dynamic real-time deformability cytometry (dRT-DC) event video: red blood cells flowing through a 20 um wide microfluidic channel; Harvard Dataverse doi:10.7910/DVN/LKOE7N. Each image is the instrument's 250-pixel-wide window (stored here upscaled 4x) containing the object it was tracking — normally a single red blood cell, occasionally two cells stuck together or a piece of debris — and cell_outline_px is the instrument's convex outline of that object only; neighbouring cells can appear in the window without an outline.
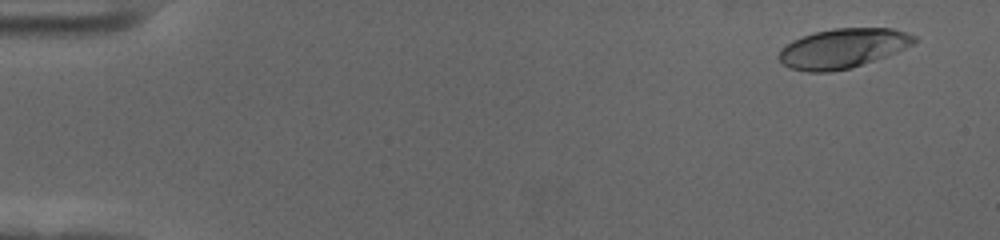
{"species": "human", "species_latin": "Homo sapiens", "temperature_condition": "cold", "stored_images_in_passage": 58, "camera_frame_rate_fps": 3000, "um_per_image_px": 0.085, "donor": {"sex": "female"}, "frame": {"image": 1, "passage_image": 4, "time_ms": 1.0, "image_size_px": [1000, 240], "cell_outline_px": [[920, 40], [896, 52], [852, 68], [828, 72], [808, 72], [788, 68], [776, 56], [780, 48], [792, 40], [816, 32], [832, 28], [892, 28], [916, 36]], "centroid_in_image_um": [71.61, 4.11], "position_along_channel_um": 13.4, "area_um2": 31.27}}
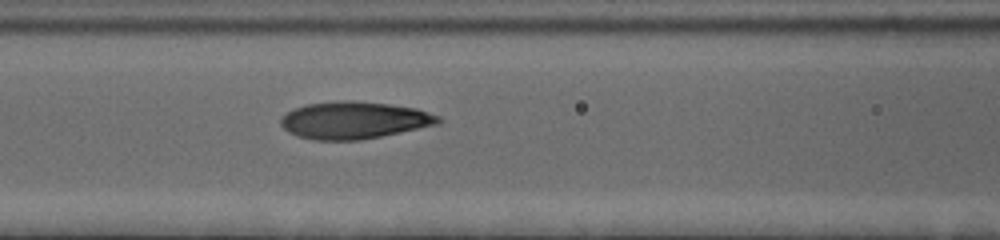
{"frame": {"image": 2, "passage_image": 26, "time_ms": 8.333, "image_size_px": [1000, 240], "cell_outline_px": [[444, 120], [440, 124], [360, 140], [316, 140], [296, 136], [288, 132], [280, 124], [280, 120], [292, 108], [308, 104], [344, 100], [352, 100], [388, 104], [416, 108], [440, 116]], "centroid_in_image_um": [30.11, 10.22], "position_along_channel_um": 136.5, "area_um2": 34.16}}
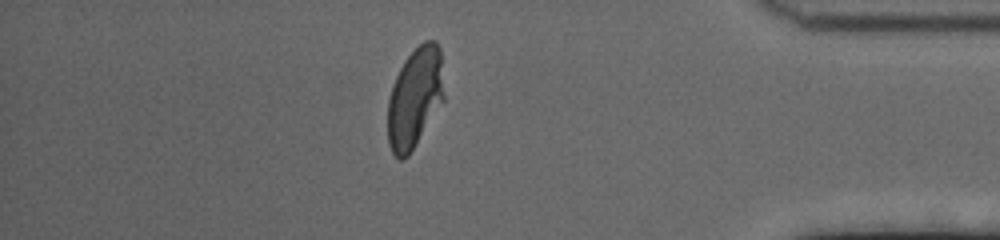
{"frame": {"image": 3, "passage_image": 51, "time_ms": 16.667, "image_size_px": [1000, 240], "cell_outline_px": [[444, 100], [408, 156], [404, 160], [400, 160], [392, 152], [388, 144], [388, 100], [392, 84], [404, 60], [424, 40], [436, 40], [440, 48], [444, 96]], "centroid_in_image_um": [35.26, 8.31], "position_along_channel_um": 399.9, "area_um2": 32.83}, "authors_computed_cell_mechanics": {"area_um2": 33.235, "velocity_mm_per_s": 3.5356, "shape_relaxation_time_tau1_ms": 3.4751, "shape_relaxation_time_tau2_ms": 1.069, "deformation_change_tau1": 0.1879, "deformation_change_tau2": 0.0568}}